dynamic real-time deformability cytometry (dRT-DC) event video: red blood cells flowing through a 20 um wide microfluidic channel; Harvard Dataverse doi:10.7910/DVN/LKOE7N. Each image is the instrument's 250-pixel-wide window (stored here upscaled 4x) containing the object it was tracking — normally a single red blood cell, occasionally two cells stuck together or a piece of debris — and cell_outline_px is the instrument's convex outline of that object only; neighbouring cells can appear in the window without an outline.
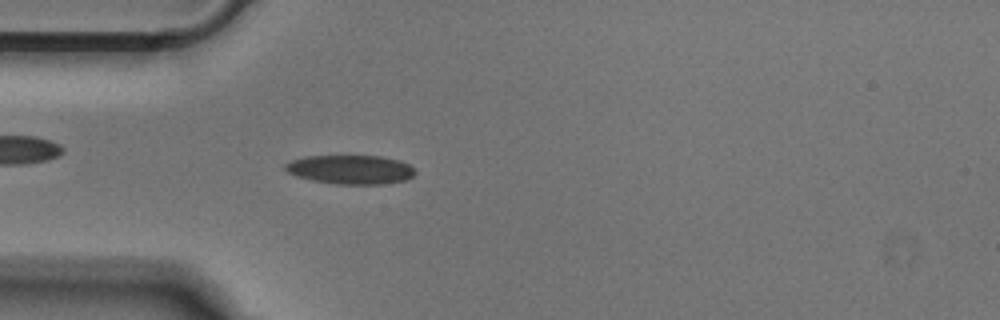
{"species": "Egyptian fruit bat (a non-hibernating species)", "species_latin": "Rousettus aegyptiacus", "temperature_condition": "cold", "stored_images_in_passage": 50, "camera_frame_rate_fps": 3000, "um_per_image_px": 0.085, "animal": {"sex": "male"}, "frame": {"image": 1, "passage_image": 13, "time_ms": 4.0, "image_size_px": [1000, 320], "cell_outline_px": [[416, 172], [412, 176], [404, 180], [384, 184], [336, 184], [312, 180], [296, 176], [288, 172], [284, 168], [284, 164], [292, 160], [304, 156], [380, 156], [400, 160], [408, 164]], "centroid_in_image_um": [29.77, 14.41], "position_along_channel_um": 55.2, "area_um2": 21.91}}
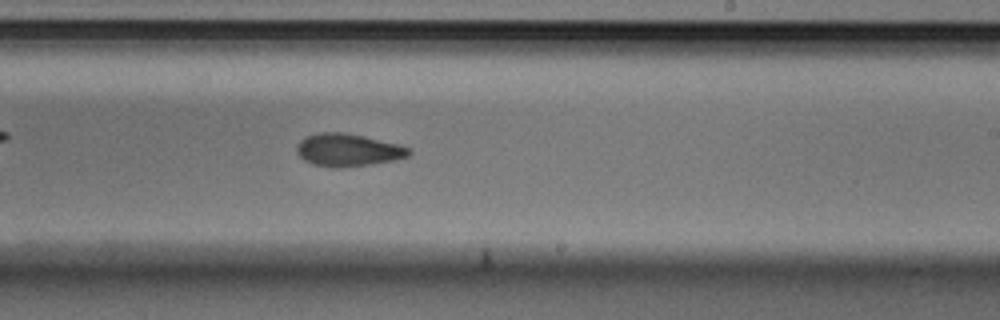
{"frame": {"image": 2, "passage_image": 29, "time_ms": 9.333, "image_size_px": [1000, 320], "cell_outline_px": [[412, 152], [408, 156], [396, 160], [340, 168], [332, 168], [312, 164], [304, 160], [296, 152], [296, 148], [300, 140], [308, 136], [320, 132], [340, 132], [364, 136], [396, 144], [408, 148]], "centroid_in_image_um": [29.55, 12.76], "position_along_channel_um": 259.5, "area_um2": 21.15}}
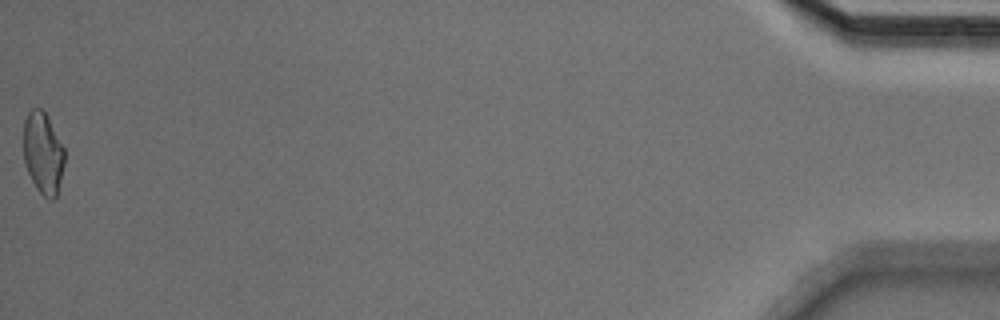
{"frame": {"image": 3, "passage_image": 50, "time_ms": 16.333, "image_size_px": [1000, 320], "cell_outline_px": [[64, 164], [56, 196], [52, 200], [48, 200], [36, 188], [28, 172], [24, 160], [24, 120], [28, 112], [32, 108], [40, 108], [48, 116], [64, 148]], "centroid_in_image_um": [3.65, 13.0], "position_along_channel_um": 431.5, "area_um2": 19.42}}